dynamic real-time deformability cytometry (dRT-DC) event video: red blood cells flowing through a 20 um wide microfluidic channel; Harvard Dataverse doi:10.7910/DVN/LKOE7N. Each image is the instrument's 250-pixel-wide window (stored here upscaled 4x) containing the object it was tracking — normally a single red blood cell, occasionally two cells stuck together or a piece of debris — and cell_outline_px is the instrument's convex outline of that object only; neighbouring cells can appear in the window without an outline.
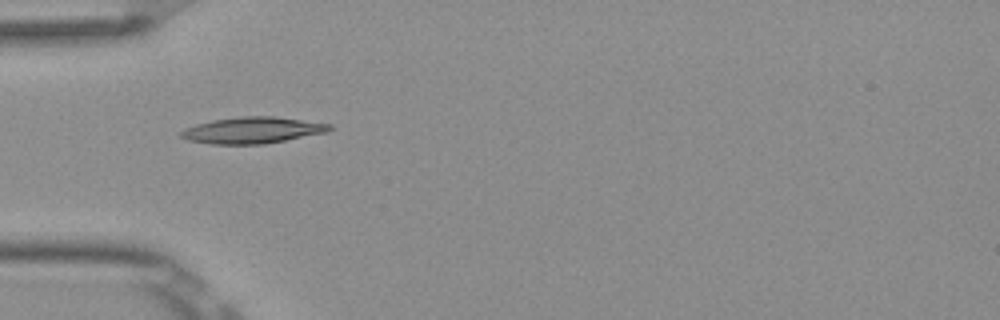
{"species": "Egyptian fruit bat (a non-hibernating species)", "species_latin": "Rousettus aegyptiacus", "temperature_condition": "room temperature", "stored_images_in_passage": 3, "camera_frame_rate_fps": 3000, "um_per_image_px": 0.085, "frame": {"image": 1, "passage_image": 1, "time_ms": 0.0, "image_size_px": [1000, 320], "cell_outline_px": [[332, 128], [328, 132], [264, 144], [212, 144], [188, 140], [180, 136], [180, 132], [184, 128], [196, 124], [212, 120], [240, 116], [276, 116], [332, 124]], "centroid_in_image_um": [21.47, 11.06], "position_along_channel_um": 63.5, "area_um2": 22.89}}
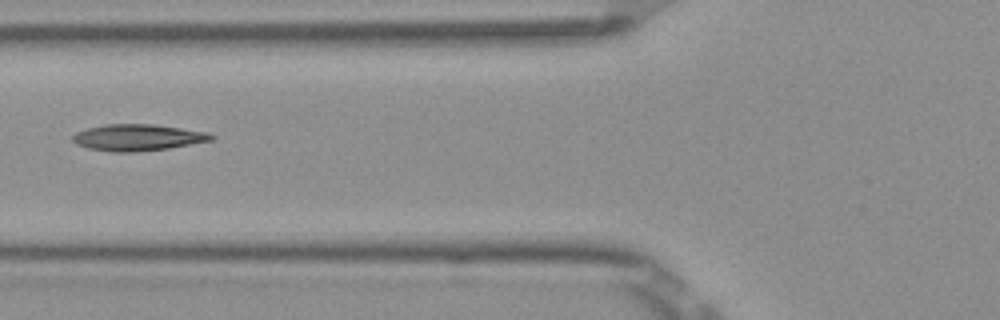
{"frame": {"image": 2, "passage_image": 2, "time_ms": 0.333, "image_size_px": [1000, 320], "cell_outline_px": [[216, 136], [212, 140], [168, 148], [132, 152], [112, 152], [88, 148], [76, 144], [72, 140], [72, 136], [76, 132], [88, 128], [104, 124], [152, 124], [208, 132]], "centroid_in_image_um": [11.68, 11.68], "position_along_channel_um": 114.1, "area_um2": 21.27}}
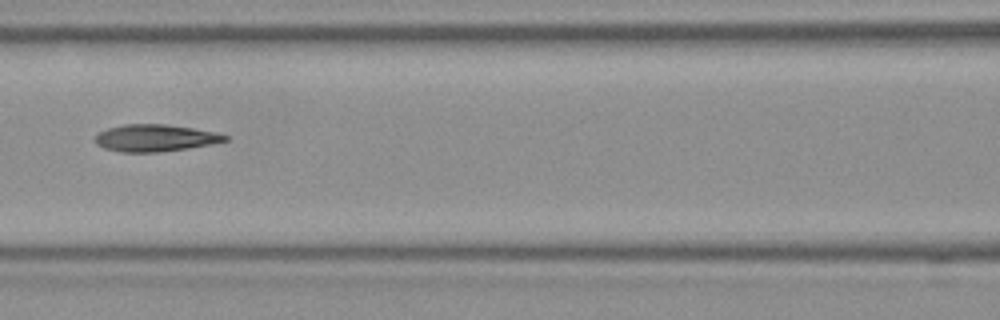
{"frame": {"image": 3, "passage_image": 3, "time_ms": 0.667, "image_size_px": [1000, 320], "cell_outline_px": [[228, 140], [188, 148], [160, 152], [120, 152], [104, 148], [96, 144], [96, 136], [100, 132], [108, 128], [124, 124], [164, 124], [192, 128], [216, 132], [228, 136]], "centroid_in_image_um": [13.17, 11.73], "position_along_channel_um": 153.4, "area_um2": 20.23}}